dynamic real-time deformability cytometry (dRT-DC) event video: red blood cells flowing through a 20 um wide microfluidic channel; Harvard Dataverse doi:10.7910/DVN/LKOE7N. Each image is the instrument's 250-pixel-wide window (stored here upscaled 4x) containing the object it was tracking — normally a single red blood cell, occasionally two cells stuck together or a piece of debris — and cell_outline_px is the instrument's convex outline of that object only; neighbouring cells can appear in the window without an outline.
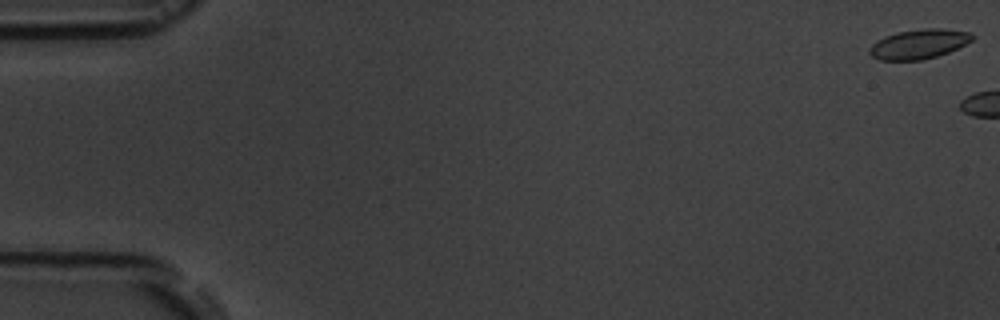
{"species": "common noctule bat (a hibernating species)", "species_latin": "Nyctalus noctula", "temperature_condition": "room temperature", "stored_images_in_passage": 3, "camera_frame_rate_fps": 3000, "um_per_image_px": 0.085, "animal": {"sex": "male", "body_mass_g": 19.5, "forearm_length_mm": 54.6}, "frame": {"image": 1, "passage_image": 1, "time_ms": 0.0, "image_size_px": [1000, 320], "cell_outline_px": [[976, 36], [972, 40], [948, 52], [936, 56], [920, 60], [880, 60], [872, 56], [868, 52], [868, 48], [876, 40], [884, 36], [896, 32], [924, 28], [940, 28], [972, 32]], "centroid_in_image_um": [78.08, 3.73], "position_along_channel_um": 6.9, "area_um2": 17.8}}